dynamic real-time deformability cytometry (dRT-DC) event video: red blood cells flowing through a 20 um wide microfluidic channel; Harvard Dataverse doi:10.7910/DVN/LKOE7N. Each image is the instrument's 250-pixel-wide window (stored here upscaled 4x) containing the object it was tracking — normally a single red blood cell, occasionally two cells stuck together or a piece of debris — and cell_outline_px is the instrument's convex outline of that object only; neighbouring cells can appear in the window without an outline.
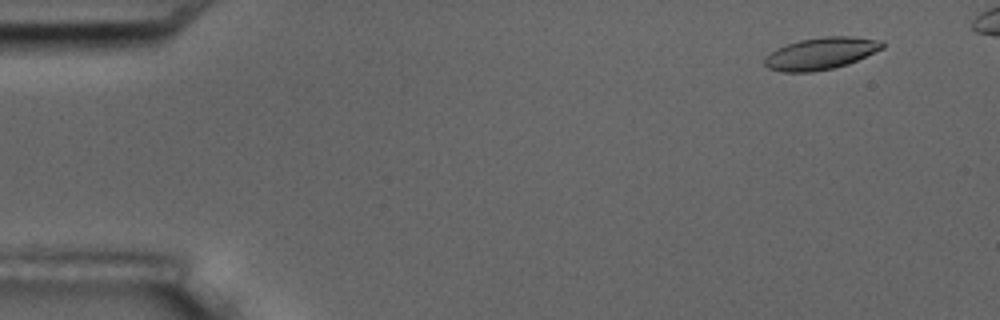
{"species": "common noctule bat (a hibernating species)", "species_latin": "Nyctalus noctula", "temperature_condition": "room temperature", "stored_images_in_passage": 8, "camera_frame_rate_fps": 3000, "um_per_image_px": 0.085, "animal": {"sex": "male", "body_mass_g": 17.5, "forearm_length_mm": 52.3}, "frame": {"image": 1, "passage_image": 2, "time_ms": 1.333, "image_size_px": [1000, 320], "cell_outline_px": [[884, 48], [848, 64], [832, 68], [812, 72], [780, 72], [768, 68], [764, 64], [764, 60], [776, 48], [800, 40], [824, 36], [852, 36], [884, 40]], "centroid_in_image_um": [69.81, 4.54], "position_along_channel_um": 15.2, "area_um2": 21.96}}